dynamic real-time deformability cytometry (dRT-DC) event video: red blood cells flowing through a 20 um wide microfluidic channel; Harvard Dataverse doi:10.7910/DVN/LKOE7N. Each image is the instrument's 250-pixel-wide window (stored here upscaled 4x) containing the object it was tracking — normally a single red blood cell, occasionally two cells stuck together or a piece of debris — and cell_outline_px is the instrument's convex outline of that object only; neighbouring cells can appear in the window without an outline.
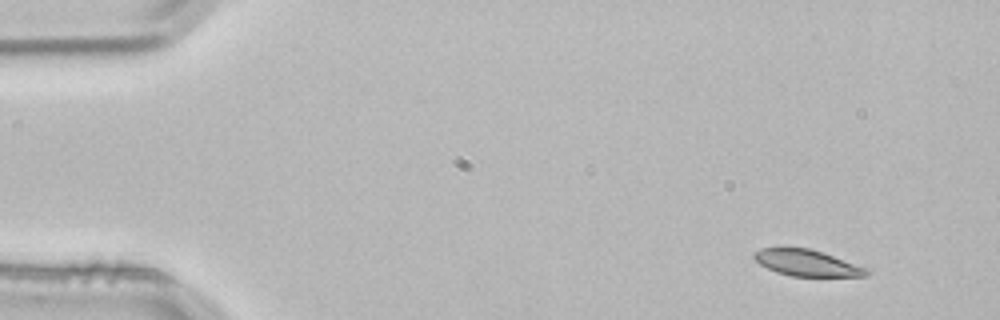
{"species": "common noctule bat (a hibernating species)", "species_latin": "Nyctalus noctula", "temperature_condition": "room temperature", "stored_images_in_passage": 4, "segment_of_instrument_passage": [1, 2], "camera_frame_rate_fps": 3000, "um_per_image_px": 0.085, "animal": {"sex": "male", "body_mass_g": 21.5, "forearm_length_mm": 52.0}, "frame": {"image": 1, "passage_image": 1, "time_ms": 0.0, "image_size_px": [1000, 320], "cell_outline_px": [[872, 272], [868, 276], [792, 276], [776, 272], [760, 264], [752, 256], [760, 248], [808, 248], [832, 256], [864, 268]], "centroid_in_image_um": [68.55, 22.36], "position_along_channel_um": 16.5, "area_um2": 16.7}}
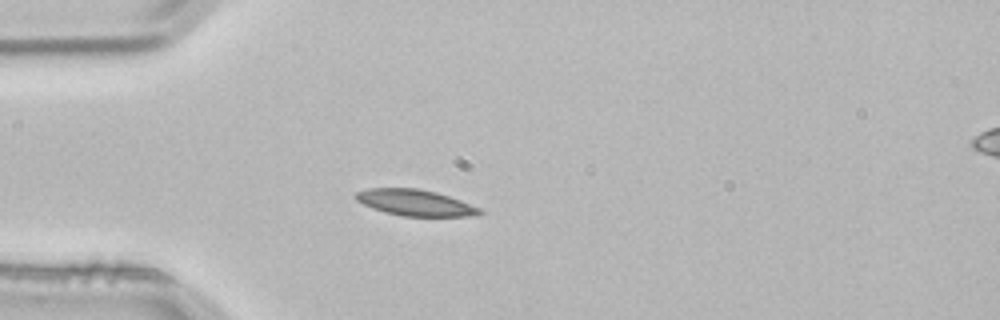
{"frame": {"image": 2, "passage_image": 3, "time_ms": 0.667, "image_size_px": [1000, 320], "cell_outline_px": [[484, 212], [476, 216], [404, 216], [384, 212], [372, 208], [356, 200], [352, 196], [356, 192], [368, 188], [420, 188], [436, 192], [460, 200], [480, 208]], "centroid_in_image_um": [35.27, 17.22], "position_along_channel_um": 49.7, "area_um2": 18.96}}